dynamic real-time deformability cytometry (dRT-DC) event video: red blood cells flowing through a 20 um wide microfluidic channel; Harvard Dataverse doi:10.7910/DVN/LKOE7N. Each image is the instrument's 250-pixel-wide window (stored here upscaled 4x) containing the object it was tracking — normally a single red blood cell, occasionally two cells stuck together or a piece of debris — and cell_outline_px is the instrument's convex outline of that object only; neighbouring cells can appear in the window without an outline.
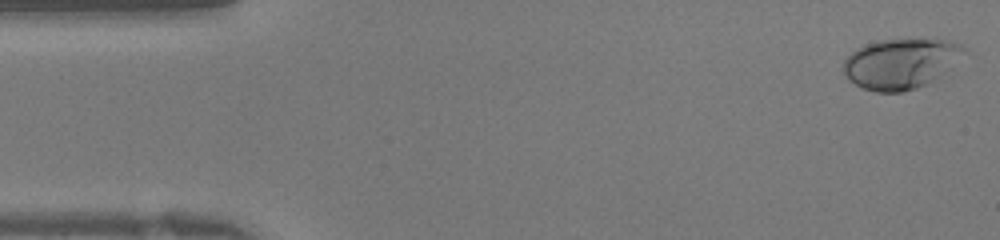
{"species": "human", "species_latin": "Homo sapiens", "temperature_condition": "warm", "stored_images_in_passage": 41, "camera_frame_rate_fps": 3000, "um_per_image_px": 0.085, "donor": {"sex": "female"}, "frame": {"image": 1, "passage_image": 1, "time_ms": 0.0, "image_size_px": [1000, 240], "cell_outline_px": [[968, 52], [932, 80], [916, 88], [904, 92], [876, 92], [864, 88], [848, 80], [844, 72], [844, 60], [856, 48], [880, 40], [944, 40], [960, 44]], "centroid_in_image_um": [76.53, 5.41], "position_along_channel_um": 8.5, "area_um2": 34.56}}
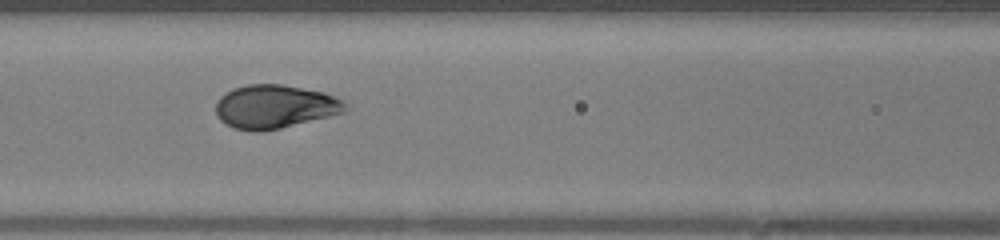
{"frame": {"image": 2, "passage_image": 17, "time_ms": 5.333, "image_size_px": [1000, 240], "cell_outline_px": [[344, 112], [280, 128], [260, 132], [252, 132], [236, 128], [220, 120], [216, 116], [216, 100], [220, 96], [232, 88], [248, 84], [280, 84], [320, 92], [332, 96], [340, 100], [344, 104]], "centroid_in_image_um": [23.25, 9.07], "position_along_channel_um": 143.3, "area_um2": 32.31}}
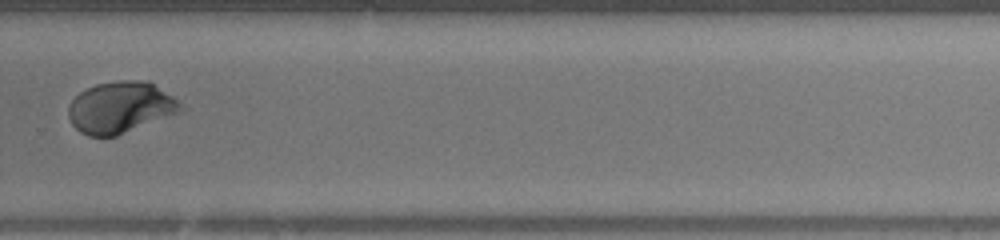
{"frame": {"image": 3, "passage_image": 28, "time_ms": 9.0, "image_size_px": [1000, 240], "cell_outline_px": [[184, 108], [180, 112], [116, 136], [88, 136], [80, 132], [72, 124], [68, 116], [68, 108], [72, 100], [80, 92], [96, 84], [120, 80], [148, 80], [172, 96]], "centroid_in_image_um": [10.22, 9.13], "position_along_channel_um": 319.6, "area_um2": 33.41}}